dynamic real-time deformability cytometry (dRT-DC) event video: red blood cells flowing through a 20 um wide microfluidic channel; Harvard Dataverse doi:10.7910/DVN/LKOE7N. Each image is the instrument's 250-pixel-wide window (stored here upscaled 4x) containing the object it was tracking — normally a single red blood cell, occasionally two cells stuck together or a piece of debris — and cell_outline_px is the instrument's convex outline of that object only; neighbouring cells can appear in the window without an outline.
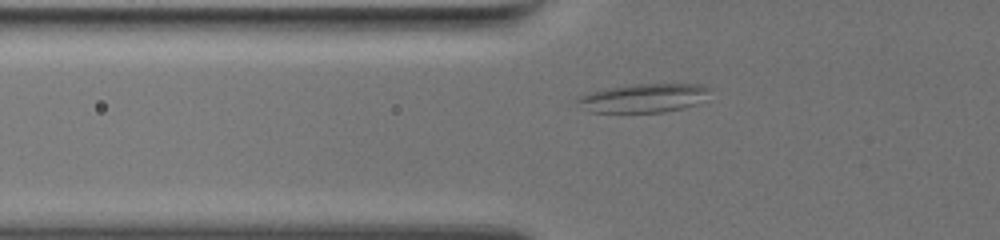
{"species": "common noctule bat (a hibernating species)", "species_latin": "Nyctalus noctula", "temperature_condition": "warm", "stored_images_in_passage": 47, "camera_frame_rate_fps": 3000, "um_per_image_px": 0.085, "animal": {"sex": "female", "body_mass_g": 19.5, "forearm_length_mm": 54.1}, "frame": {"image": 1, "passage_image": 7, "time_ms": 2.0, "image_size_px": [1000, 240], "cell_outline_px": [[708, 88], [696, 104], [664, 112], [588, 112], [576, 100], [580, 96], [592, 92], [608, 88], [632, 84], [700, 84]], "centroid_in_image_um": [54.62, 8.33], "position_along_channel_um": 71.2, "area_um2": 21.44}}
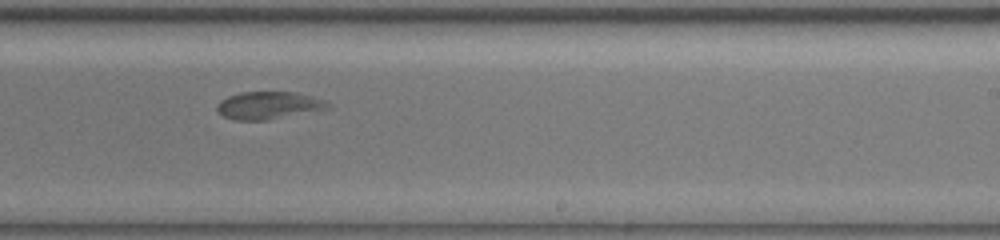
{"frame": {"image": 2, "passage_image": 25, "time_ms": 8.0, "image_size_px": [1000, 240], "cell_outline_px": [[332, 108], [268, 120], [236, 120], [224, 116], [216, 108], [216, 104], [220, 100], [228, 96], [240, 92], [296, 92], [312, 96], [324, 100], [332, 104]], "centroid_in_image_um": [22.86, 8.95], "position_along_channel_um": 266.1, "area_um2": 17.92}}
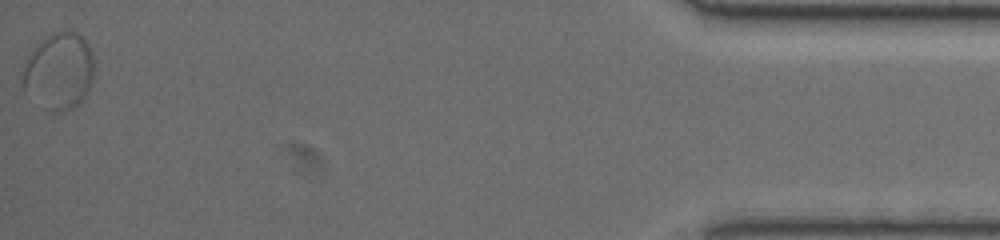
{"frame": {"image": 3, "passage_image": 47, "time_ms": 15.333, "image_size_px": [1000, 240], "cell_outline_px": [[92, 76], [88, 88], [84, 96], [72, 108], [60, 112], [52, 112], [24, 92], [24, 60], [36, 44], [44, 36], [52, 32], [76, 32], [88, 44], [92, 52]], "centroid_in_image_um": [4.98, 6.02], "position_along_channel_um": 430.2, "area_um2": 31.5}}